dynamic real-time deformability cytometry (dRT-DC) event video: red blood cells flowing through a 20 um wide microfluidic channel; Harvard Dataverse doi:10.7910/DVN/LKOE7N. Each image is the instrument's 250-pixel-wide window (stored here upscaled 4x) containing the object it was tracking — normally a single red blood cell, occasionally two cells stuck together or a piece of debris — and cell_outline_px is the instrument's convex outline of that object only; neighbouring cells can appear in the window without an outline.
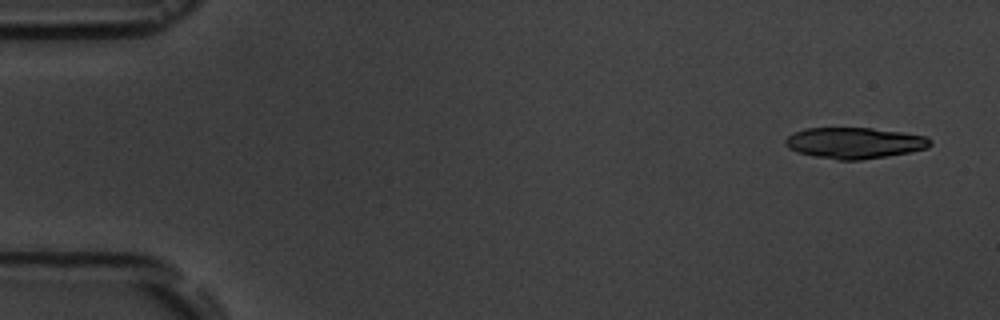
{"species": "common noctule bat (a hibernating species)", "species_latin": "Nyctalus noctula", "temperature_condition": "room temperature", "stored_images_in_passage": 6, "camera_frame_rate_fps": 3000, "um_per_image_px": 0.085, "animal": {"sex": "male", "body_mass_g": 19.5, "forearm_length_mm": 54.6}, "frame": {"image": 1, "passage_image": 1, "time_ms": 0.0, "image_size_px": [1000, 320], "cell_outline_px": [[932, 144], [928, 148], [908, 152], [860, 160], [840, 160], [816, 156], [800, 152], [788, 148], [784, 144], [784, 140], [788, 136], [804, 128], [872, 128], [928, 136], [932, 140]], "centroid_in_image_um": [72.65, 12.14], "position_along_channel_um": 12.3, "area_um2": 26.01}}